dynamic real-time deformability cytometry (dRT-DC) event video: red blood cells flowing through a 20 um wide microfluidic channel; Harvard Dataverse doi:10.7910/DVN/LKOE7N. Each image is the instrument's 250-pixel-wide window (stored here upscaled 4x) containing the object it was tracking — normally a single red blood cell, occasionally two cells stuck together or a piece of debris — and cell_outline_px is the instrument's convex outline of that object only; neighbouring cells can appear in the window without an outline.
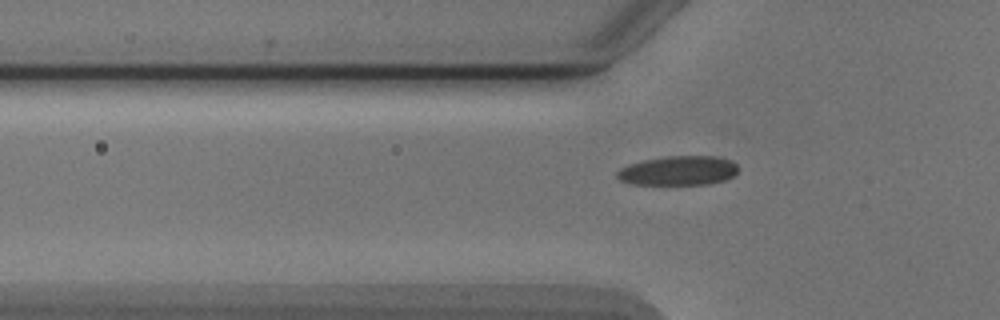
{"species": "Egyptian fruit bat (a non-hibernating species)", "species_latin": "Rousettus aegyptiacus", "temperature_condition": "cold", "stored_images_in_passage": 38, "camera_frame_rate_fps": 3000, "um_per_image_px": 0.085, "animal": {"sex": "male"}, "frame": {"image": 1, "passage_image": 6, "time_ms": 1.667, "image_size_px": [1000, 320], "cell_outline_px": [[736, 172], [732, 176], [724, 180], [708, 184], [632, 184], [620, 180], [616, 176], [616, 172], [620, 168], [628, 164], [644, 160], [664, 156], [712, 156], [732, 160], [736, 164]], "centroid_in_image_um": [57.62, 14.5], "position_along_channel_um": 68.2, "area_um2": 20.63}}
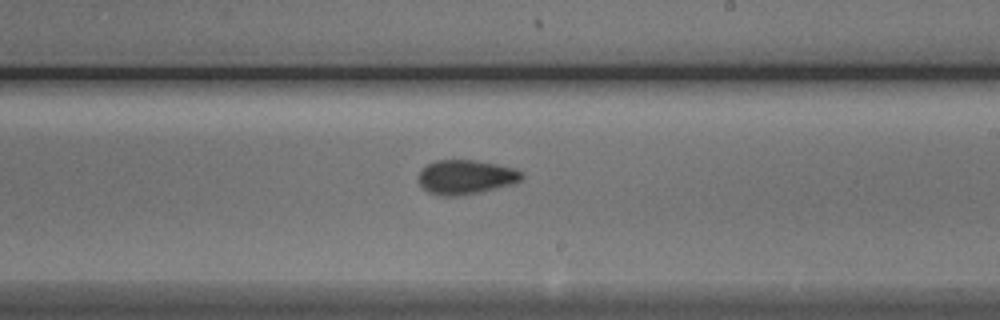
{"frame": {"image": 2, "passage_image": 20, "time_ms": 6.333, "image_size_px": [1000, 320], "cell_outline_px": [[524, 176], [516, 184], [480, 192], [456, 196], [440, 196], [428, 192], [416, 180], [416, 176], [420, 168], [436, 160], [476, 160], [516, 168], [524, 172]], "centroid_in_image_um": [39.59, 15.05], "position_along_channel_um": 249.4, "area_um2": 21.15}}
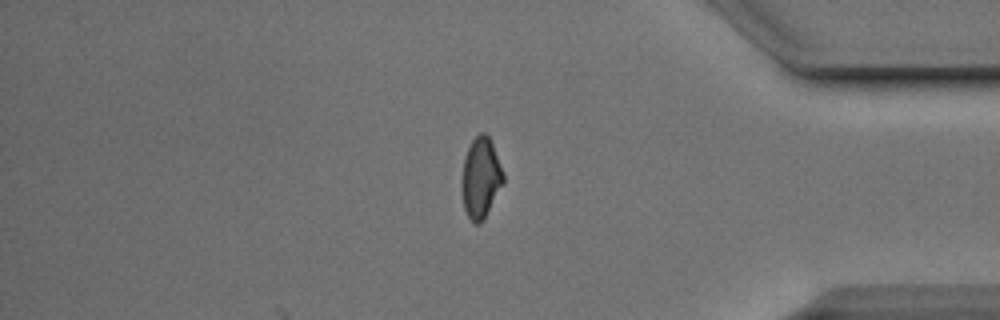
{"frame": {"image": 3, "passage_image": 33, "time_ms": 10.667, "image_size_px": [1000, 320], "cell_outline_px": [[504, 180], [480, 224], [476, 224], [468, 216], [464, 208], [460, 188], [460, 180], [464, 156], [472, 140], [480, 132], [484, 132], [492, 140], [504, 172]], "centroid_in_image_um": [40.83, 15.05], "position_along_channel_um": 394.4, "area_um2": 19.59}}